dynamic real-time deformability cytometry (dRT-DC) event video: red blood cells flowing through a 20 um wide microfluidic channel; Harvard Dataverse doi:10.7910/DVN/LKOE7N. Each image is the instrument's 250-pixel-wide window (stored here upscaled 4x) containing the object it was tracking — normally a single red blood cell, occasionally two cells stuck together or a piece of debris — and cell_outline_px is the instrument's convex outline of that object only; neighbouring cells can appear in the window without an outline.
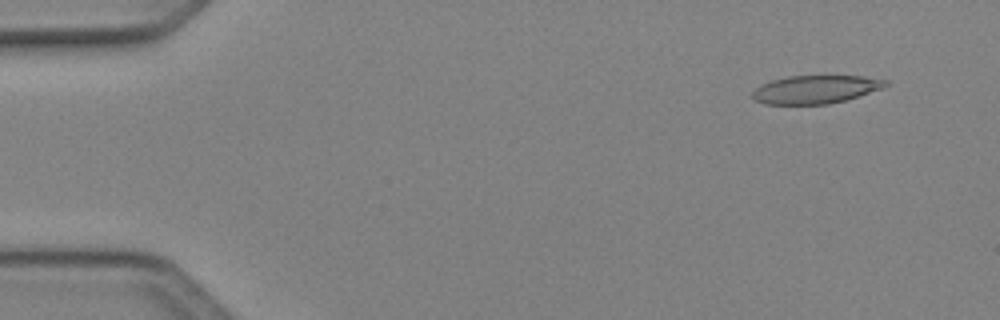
{"species": "Egyptian fruit bat (a non-hibernating species)", "species_latin": "Rousettus aegyptiacus", "temperature_condition": "cold", "stored_images_in_passage": 50, "camera_frame_rate_fps": 3000, "um_per_image_px": 0.085, "animal": {"sex": "female"}, "frame": {"image": 1, "passage_image": 4, "time_ms": 1.0, "image_size_px": [1000, 320], "cell_outline_px": [[888, 84], [884, 88], [844, 100], [828, 104], [764, 104], [756, 100], [752, 96], [752, 92], [760, 84], [772, 80], [788, 76], [864, 76], [888, 80]], "centroid_in_image_um": [69.32, 7.59], "position_along_channel_um": 15.7, "area_um2": 21.79}}
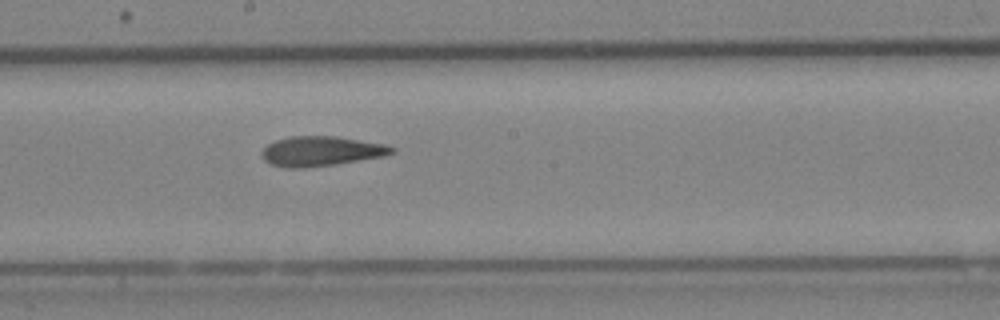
{"frame": {"image": 2, "passage_image": 27, "time_ms": 8.667, "image_size_px": [1000, 320], "cell_outline_px": [[396, 152], [384, 156], [332, 164], [304, 168], [288, 168], [272, 164], [264, 160], [260, 156], [260, 152], [268, 144], [276, 140], [288, 136], [336, 136], [384, 144], [396, 148]], "centroid_in_image_um": [27.27, 12.84], "position_along_channel_um": 220.9, "area_um2": 22.48}}
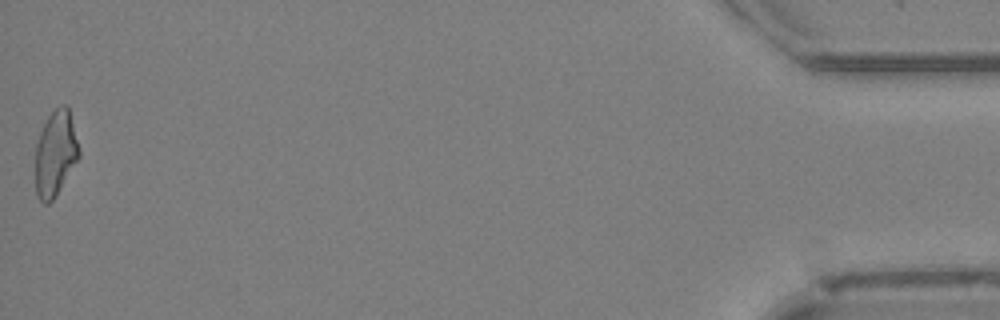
{"frame": {"image": 3, "passage_image": 49, "time_ms": 16.0, "image_size_px": [1000, 320], "cell_outline_px": [[80, 156], [56, 196], [48, 204], [44, 204], [36, 196], [36, 144], [40, 132], [48, 116], [60, 104], [68, 104], [80, 152]], "centroid_in_image_um": [4.72, 13.04], "position_along_channel_um": 430.5, "area_um2": 21.73}}